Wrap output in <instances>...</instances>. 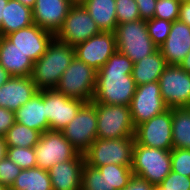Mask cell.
<instances>
[{"label": "cell", "instance_id": "obj_32", "mask_svg": "<svg viewBox=\"0 0 190 190\" xmlns=\"http://www.w3.org/2000/svg\"><path fill=\"white\" fill-rule=\"evenodd\" d=\"M173 22L152 18L146 20L147 30L154 44L159 48L169 35Z\"/></svg>", "mask_w": 190, "mask_h": 190}, {"label": "cell", "instance_id": "obj_19", "mask_svg": "<svg viewBox=\"0 0 190 190\" xmlns=\"http://www.w3.org/2000/svg\"><path fill=\"white\" fill-rule=\"evenodd\" d=\"M158 49L167 65H179L190 51V27L179 20L174 21L168 37Z\"/></svg>", "mask_w": 190, "mask_h": 190}, {"label": "cell", "instance_id": "obj_36", "mask_svg": "<svg viewBox=\"0 0 190 190\" xmlns=\"http://www.w3.org/2000/svg\"><path fill=\"white\" fill-rule=\"evenodd\" d=\"M154 190H190V177L171 171Z\"/></svg>", "mask_w": 190, "mask_h": 190}, {"label": "cell", "instance_id": "obj_39", "mask_svg": "<svg viewBox=\"0 0 190 190\" xmlns=\"http://www.w3.org/2000/svg\"><path fill=\"white\" fill-rule=\"evenodd\" d=\"M139 9V16L142 20L154 18L155 5L157 0H135Z\"/></svg>", "mask_w": 190, "mask_h": 190}, {"label": "cell", "instance_id": "obj_15", "mask_svg": "<svg viewBox=\"0 0 190 190\" xmlns=\"http://www.w3.org/2000/svg\"><path fill=\"white\" fill-rule=\"evenodd\" d=\"M75 57L99 71L110 56L117 51L115 32L101 31L76 45Z\"/></svg>", "mask_w": 190, "mask_h": 190}, {"label": "cell", "instance_id": "obj_41", "mask_svg": "<svg viewBox=\"0 0 190 190\" xmlns=\"http://www.w3.org/2000/svg\"><path fill=\"white\" fill-rule=\"evenodd\" d=\"M178 20L190 27V0H182Z\"/></svg>", "mask_w": 190, "mask_h": 190}, {"label": "cell", "instance_id": "obj_1", "mask_svg": "<svg viewBox=\"0 0 190 190\" xmlns=\"http://www.w3.org/2000/svg\"><path fill=\"white\" fill-rule=\"evenodd\" d=\"M134 63L116 51L97 71L95 93L92 101L108 105L129 106L137 85L133 79Z\"/></svg>", "mask_w": 190, "mask_h": 190}, {"label": "cell", "instance_id": "obj_9", "mask_svg": "<svg viewBox=\"0 0 190 190\" xmlns=\"http://www.w3.org/2000/svg\"><path fill=\"white\" fill-rule=\"evenodd\" d=\"M61 132L78 152L83 154L97 139L95 106L91 102H86Z\"/></svg>", "mask_w": 190, "mask_h": 190}, {"label": "cell", "instance_id": "obj_14", "mask_svg": "<svg viewBox=\"0 0 190 190\" xmlns=\"http://www.w3.org/2000/svg\"><path fill=\"white\" fill-rule=\"evenodd\" d=\"M85 103L79 99L66 97L55 89H44V107L49 130L62 131Z\"/></svg>", "mask_w": 190, "mask_h": 190}, {"label": "cell", "instance_id": "obj_24", "mask_svg": "<svg viewBox=\"0 0 190 190\" xmlns=\"http://www.w3.org/2000/svg\"><path fill=\"white\" fill-rule=\"evenodd\" d=\"M166 66V60L159 49L134 63L132 76L136 85L158 81Z\"/></svg>", "mask_w": 190, "mask_h": 190}, {"label": "cell", "instance_id": "obj_47", "mask_svg": "<svg viewBox=\"0 0 190 190\" xmlns=\"http://www.w3.org/2000/svg\"><path fill=\"white\" fill-rule=\"evenodd\" d=\"M74 5L83 4L86 0H70Z\"/></svg>", "mask_w": 190, "mask_h": 190}, {"label": "cell", "instance_id": "obj_40", "mask_svg": "<svg viewBox=\"0 0 190 190\" xmlns=\"http://www.w3.org/2000/svg\"><path fill=\"white\" fill-rule=\"evenodd\" d=\"M122 190H154V185L139 177L133 176L128 185Z\"/></svg>", "mask_w": 190, "mask_h": 190}, {"label": "cell", "instance_id": "obj_27", "mask_svg": "<svg viewBox=\"0 0 190 190\" xmlns=\"http://www.w3.org/2000/svg\"><path fill=\"white\" fill-rule=\"evenodd\" d=\"M172 143L190 150V107L172 108Z\"/></svg>", "mask_w": 190, "mask_h": 190}, {"label": "cell", "instance_id": "obj_42", "mask_svg": "<svg viewBox=\"0 0 190 190\" xmlns=\"http://www.w3.org/2000/svg\"><path fill=\"white\" fill-rule=\"evenodd\" d=\"M11 78V75L0 64V86L6 83Z\"/></svg>", "mask_w": 190, "mask_h": 190}, {"label": "cell", "instance_id": "obj_35", "mask_svg": "<svg viewBox=\"0 0 190 190\" xmlns=\"http://www.w3.org/2000/svg\"><path fill=\"white\" fill-rule=\"evenodd\" d=\"M171 171L190 177V150L173 148L171 150Z\"/></svg>", "mask_w": 190, "mask_h": 190}, {"label": "cell", "instance_id": "obj_28", "mask_svg": "<svg viewBox=\"0 0 190 190\" xmlns=\"http://www.w3.org/2000/svg\"><path fill=\"white\" fill-rule=\"evenodd\" d=\"M41 133L30 129L25 125L15 122L4 136L7 146L11 147H35Z\"/></svg>", "mask_w": 190, "mask_h": 190}, {"label": "cell", "instance_id": "obj_34", "mask_svg": "<svg viewBox=\"0 0 190 190\" xmlns=\"http://www.w3.org/2000/svg\"><path fill=\"white\" fill-rule=\"evenodd\" d=\"M117 23L137 21L140 18L139 9L135 0H115Z\"/></svg>", "mask_w": 190, "mask_h": 190}, {"label": "cell", "instance_id": "obj_12", "mask_svg": "<svg viewBox=\"0 0 190 190\" xmlns=\"http://www.w3.org/2000/svg\"><path fill=\"white\" fill-rule=\"evenodd\" d=\"M101 30L82 4L73 5L55 37L67 44L76 45L97 35Z\"/></svg>", "mask_w": 190, "mask_h": 190}, {"label": "cell", "instance_id": "obj_5", "mask_svg": "<svg viewBox=\"0 0 190 190\" xmlns=\"http://www.w3.org/2000/svg\"><path fill=\"white\" fill-rule=\"evenodd\" d=\"M115 35L117 51L129 57L133 63L158 50L148 34L146 20L117 24Z\"/></svg>", "mask_w": 190, "mask_h": 190}, {"label": "cell", "instance_id": "obj_31", "mask_svg": "<svg viewBox=\"0 0 190 190\" xmlns=\"http://www.w3.org/2000/svg\"><path fill=\"white\" fill-rule=\"evenodd\" d=\"M21 169L35 168L37 165L34 147L7 146V155Z\"/></svg>", "mask_w": 190, "mask_h": 190}, {"label": "cell", "instance_id": "obj_29", "mask_svg": "<svg viewBox=\"0 0 190 190\" xmlns=\"http://www.w3.org/2000/svg\"><path fill=\"white\" fill-rule=\"evenodd\" d=\"M132 166H120L117 164H107L97 167L101 174L107 179L110 190H122L133 177Z\"/></svg>", "mask_w": 190, "mask_h": 190}, {"label": "cell", "instance_id": "obj_43", "mask_svg": "<svg viewBox=\"0 0 190 190\" xmlns=\"http://www.w3.org/2000/svg\"><path fill=\"white\" fill-rule=\"evenodd\" d=\"M7 155V144L4 137L0 136V160L5 158Z\"/></svg>", "mask_w": 190, "mask_h": 190}, {"label": "cell", "instance_id": "obj_45", "mask_svg": "<svg viewBox=\"0 0 190 190\" xmlns=\"http://www.w3.org/2000/svg\"><path fill=\"white\" fill-rule=\"evenodd\" d=\"M8 0H0V28L2 24V17H4L5 12V6L7 4Z\"/></svg>", "mask_w": 190, "mask_h": 190}, {"label": "cell", "instance_id": "obj_7", "mask_svg": "<svg viewBox=\"0 0 190 190\" xmlns=\"http://www.w3.org/2000/svg\"><path fill=\"white\" fill-rule=\"evenodd\" d=\"M97 114V138L134 137L135 127L129 106L108 105L91 101Z\"/></svg>", "mask_w": 190, "mask_h": 190}, {"label": "cell", "instance_id": "obj_17", "mask_svg": "<svg viewBox=\"0 0 190 190\" xmlns=\"http://www.w3.org/2000/svg\"><path fill=\"white\" fill-rule=\"evenodd\" d=\"M73 5L70 0H36L32 9L33 22L56 34Z\"/></svg>", "mask_w": 190, "mask_h": 190}, {"label": "cell", "instance_id": "obj_30", "mask_svg": "<svg viewBox=\"0 0 190 190\" xmlns=\"http://www.w3.org/2000/svg\"><path fill=\"white\" fill-rule=\"evenodd\" d=\"M81 190H110V186L98 168L85 163L82 169Z\"/></svg>", "mask_w": 190, "mask_h": 190}, {"label": "cell", "instance_id": "obj_4", "mask_svg": "<svg viewBox=\"0 0 190 190\" xmlns=\"http://www.w3.org/2000/svg\"><path fill=\"white\" fill-rule=\"evenodd\" d=\"M134 143V137L97 138L83 153L85 163L96 168L107 164L132 166Z\"/></svg>", "mask_w": 190, "mask_h": 190}, {"label": "cell", "instance_id": "obj_11", "mask_svg": "<svg viewBox=\"0 0 190 190\" xmlns=\"http://www.w3.org/2000/svg\"><path fill=\"white\" fill-rule=\"evenodd\" d=\"M134 144L172 150V108L135 127Z\"/></svg>", "mask_w": 190, "mask_h": 190}, {"label": "cell", "instance_id": "obj_21", "mask_svg": "<svg viewBox=\"0 0 190 190\" xmlns=\"http://www.w3.org/2000/svg\"><path fill=\"white\" fill-rule=\"evenodd\" d=\"M15 120L41 134L49 131L44 107V89L39 90L28 102L15 111Z\"/></svg>", "mask_w": 190, "mask_h": 190}, {"label": "cell", "instance_id": "obj_13", "mask_svg": "<svg viewBox=\"0 0 190 190\" xmlns=\"http://www.w3.org/2000/svg\"><path fill=\"white\" fill-rule=\"evenodd\" d=\"M129 108L134 127L169 109L161 97L158 81L137 86Z\"/></svg>", "mask_w": 190, "mask_h": 190}, {"label": "cell", "instance_id": "obj_33", "mask_svg": "<svg viewBox=\"0 0 190 190\" xmlns=\"http://www.w3.org/2000/svg\"><path fill=\"white\" fill-rule=\"evenodd\" d=\"M182 0H157L154 17L174 22L179 18Z\"/></svg>", "mask_w": 190, "mask_h": 190}, {"label": "cell", "instance_id": "obj_18", "mask_svg": "<svg viewBox=\"0 0 190 190\" xmlns=\"http://www.w3.org/2000/svg\"><path fill=\"white\" fill-rule=\"evenodd\" d=\"M39 89L33 83L31 76L11 78L0 86V107L16 111L28 102Z\"/></svg>", "mask_w": 190, "mask_h": 190}, {"label": "cell", "instance_id": "obj_20", "mask_svg": "<svg viewBox=\"0 0 190 190\" xmlns=\"http://www.w3.org/2000/svg\"><path fill=\"white\" fill-rule=\"evenodd\" d=\"M84 155L53 165L49 170L53 190H81Z\"/></svg>", "mask_w": 190, "mask_h": 190}, {"label": "cell", "instance_id": "obj_3", "mask_svg": "<svg viewBox=\"0 0 190 190\" xmlns=\"http://www.w3.org/2000/svg\"><path fill=\"white\" fill-rule=\"evenodd\" d=\"M133 176L146 180L152 185L160 184L171 172V150L134 144Z\"/></svg>", "mask_w": 190, "mask_h": 190}, {"label": "cell", "instance_id": "obj_23", "mask_svg": "<svg viewBox=\"0 0 190 190\" xmlns=\"http://www.w3.org/2000/svg\"><path fill=\"white\" fill-rule=\"evenodd\" d=\"M34 24L32 9L17 0H8L0 28V36H6Z\"/></svg>", "mask_w": 190, "mask_h": 190}, {"label": "cell", "instance_id": "obj_6", "mask_svg": "<svg viewBox=\"0 0 190 190\" xmlns=\"http://www.w3.org/2000/svg\"><path fill=\"white\" fill-rule=\"evenodd\" d=\"M96 77V70L74 57L55 90L66 97L91 102L95 93Z\"/></svg>", "mask_w": 190, "mask_h": 190}, {"label": "cell", "instance_id": "obj_38", "mask_svg": "<svg viewBox=\"0 0 190 190\" xmlns=\"http://www.w3.org/2000/svg\"><path fill=\"white\" fill-rule=\"evenodd\" d=\"M15 122V112L0 107V136L4 137Z\"/></svg>", "mask_w": 190, "mask_h": 190}, {"label": "cell", "instance_id": "obj_26", "mask_svg": "<svg viewBox=\"0 0 190 190\" xmlns=\"http://www.w3.org/2000/svg\"><path fill=\"white\" fill-rule=\"evenodd\" d=\"M11 190H53L50 175L41 168L22 169Z\"/></svg>", "mask_w": 190, "mask_h": 190}, {"label": "cell", "instance_id": "obj_8", "mask_svg": "<svg viewBox=\"0 0 190 190\" xmlns=\"http://www.w3.org/2000/svg\"><path fill=\"white\" fill-rule=\"evenodd\" d=\"M36 167L49 170L53 165L76 158L80 153L61 131H46L34 147Z\"/></svg>", "mask_w": 190, "mask_h": 190}, {"label": "cell", "instance_id": "obj_2", "mask_svg": "<svg viewBox=\"0 0 190 190\" xmlns=\"http://www.w3.org/2000/svg\"><path fill=\"white\" fill-rule=\"evenodd\" d=\"M74 57V47L54 37L46 52L34 62L31 79L35 86L39 90L55 89Z\"/></svg>", "mask_w": 190, "mask_h": 190}, {"label": "cell", "instance_id": "obj_46", "mask_svg": "<svg viewBox=\"0 0 190 190\" xmlns=\"http://www.w3.org/2000/svg\"><path fill=\"white\" fill-rule=\"evenodd\" d=\"M17 1L31 9L34 8L35 3H36V0H17Z\"/></svg>", "mask_w": 190, "mask_h": 190}, {"label": "cell", "instance_id": "obj_37", "mask_svg": "<svg viewBox=\"0 0 190 190\" xmlns=\"http://www.w3.org/2000/svg\"><path fill=\"white\" fill-rule=\"evenodd\" d=\"M21 170L11 159L8 157L3 158L0 160V183L10 189Z\"/></svg>", "mask_w": 190, "mask_h": 190}, {"label": "cell", "instance_id": "obj_48", "mask_svg": "<svg viewBox=\"0 0 190 190\" xmlns=\"http://www.w3.org/2000/svg\"><path fill=\"white\" fill-rule=\"evenodd\" d=\"M0 190H8V188L2 183H0Z\"/></svg>", "mask_w": 190, "mask_h": 190}, {"label": "cell", "instance_id": "obj_44", "mask_svg": "<svg viewBox=\"0 0 190 190\" xmlns=\"http://www.w3.org/2000/svg\"><path fill=\"white\" fill-rule=\"evenodd\" d=\"M179 66L184 69L186 72L190 73V51L183 59V61L179 64Z\"/></svg>", "mask_w": 190, "mask_h": 190}, {"label": "cell", "instance_id": "obj_16", "mask_svg": "<svg viewBox=\"0 0 190 190\" xmlns=\"http://www.w3.org/2000/svg\"><path fill=\"white\" fill-rule=\"evenodd\" d=\"M5 37L35 62L46 52L55 34L32 24Z\"/></svg>", "mask_w": 190, "mask_h": 190}, {"label": "cell", "instance_id": "obj_22", "mask_svg": "<svg viewBox=\"0 0 190 190\" xmlns=\"http://www.w3.org/2000/svg\"><path fill=\"white\" fill-rule=\"evenodd\" d=\"M0 64L11 76H31L34 62L15 47L5 36H0Z\"/></svg>", "mask_w": 190, "mask_h": 190}, {"label": "cell", "instance_id": "obj_10", "mask_svg": "<svg viewBox=\"0 0 190 190\" xmlns=\"http://www.w3.org/2000/svg\"><path fill=\"white\" fill-rule=\"evenodd\" d=\"M158 82L168 108L190 107V73L179 65H167Z\"/></svg>", "mask_w": 190, "mask_h": 190}, {"label": "cell", "instance_id": "obj_25", "mask_svg": "<svg viewBox=\"0 0 190 190\" xmlns=\"http://www.w3.org/2000/svg\"><path fill=\"white\" fill-rule=\"evenodd\" d=\"M82 5L101 31L115 32L118 24L115 0H86Z\"/></svg>", "mask_w": 190, "mask_h": 190}]
</instances>
